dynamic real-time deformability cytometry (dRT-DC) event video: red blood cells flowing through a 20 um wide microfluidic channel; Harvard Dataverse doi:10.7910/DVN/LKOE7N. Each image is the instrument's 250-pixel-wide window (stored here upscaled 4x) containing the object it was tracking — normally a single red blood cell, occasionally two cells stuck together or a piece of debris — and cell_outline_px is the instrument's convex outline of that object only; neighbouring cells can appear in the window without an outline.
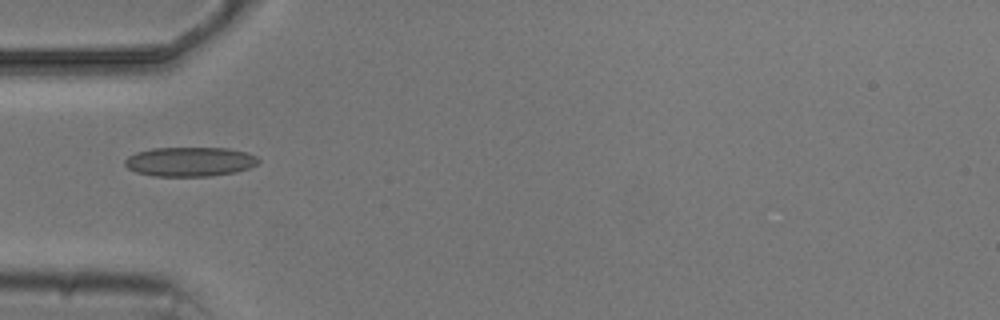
{"species": "common noctule bat (a hibernating species)", "species_latin": "Nyctalus noctula", "temperature_condition": "cold", "stored_images_in_passage": 7, "camera_frame_rate_fps": 3000, "um_per_image_px": 0.085, "animal": {"sex": "male", "body_mass_g": 20.5, "forearm_length_mm": 52.5}, "frame": {"image": 1, "passage_image": 5, "time_ms": 4.667, "image_size_px": [1000, 320], "cell_outline_px": [[260, 160], [256, 164], [248, 168], [236, 172], [208, 176], [152, 176], [136, 172], [128, 168], [124, 164], [124, 160], [128, 156], [136, 152], [152, 148], [228, 148], [248, 152], [256, 156]], "centroid_in_image_um": [16.12, 13.74], "position_along_channel_um": 68.9, "area_um2": 22.95}}
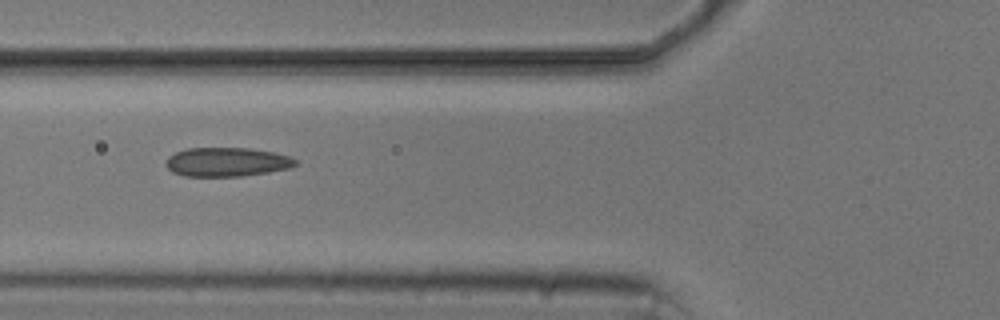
{"frame": {"image": 2, "passage_image": 6, "time_ms": 5.667, "image_size_px": [1000, 320], "cell_outline_px": [[296, 164], [288, 168], [268, 172], [240, 176], [184, 176], [172, 172], [164, 164], [168, 156], [176, 152], [188, 148], [248, 148], [272, 152], [288, 156], [296, 160]], "centroid_in_image_um": [19.22, 13.77], "position_along_channel_um": 106.6, "area_um2": 21.73}}
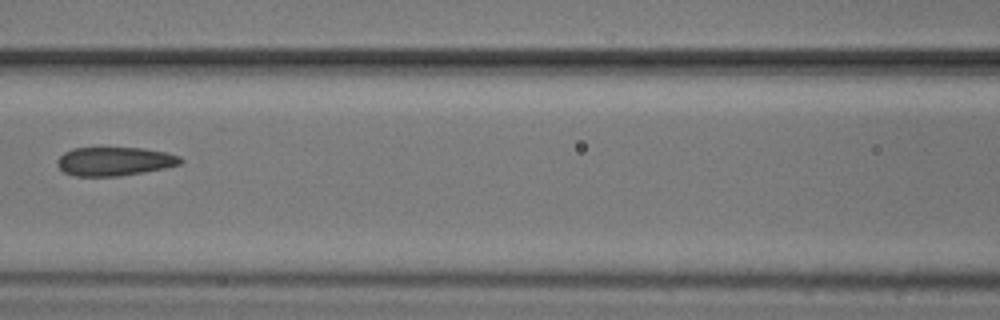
{"frame": {"image": 3, "passage_image": 7, "time_ms": 7.0, "image_size_px": [1000, 320], "cell_outline_px": [[184, 160], [180, 164], [164, 168], [144, 172], [120, 176], [76, 176], [64, 172], [56, 164], [56, 160], [64, 152], [72, 148], [144, 148], [164, 152], [180, 156]], "centroid_in_image_um": [9.72, 13.71], "position_along_channel_um": 156.9, "area_um2": 20.63}}